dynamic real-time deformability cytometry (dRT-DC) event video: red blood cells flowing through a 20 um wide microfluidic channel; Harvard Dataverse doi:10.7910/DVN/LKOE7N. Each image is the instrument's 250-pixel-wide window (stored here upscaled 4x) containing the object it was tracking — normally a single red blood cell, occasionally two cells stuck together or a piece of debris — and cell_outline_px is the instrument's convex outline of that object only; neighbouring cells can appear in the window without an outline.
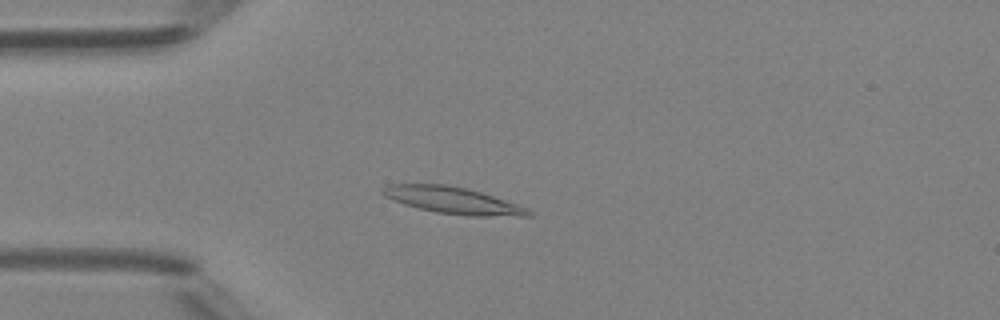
{"species": "Egyptian fruit bat (a non-hibernating species)", "species_latin": "Rousettus aegyptiacus", "temperature_condition": "room temperature", "stored_images_in_passage": 48, "camera_frame_rate_fps": 3000, "um_per_image_px": 0.085, "animal": {"sex": "female"}, "frame": {"image": 1, "passage_image": 13, "time_ms": 4.0, "image_size_px": [1000, 320], "cell_outline_px": [[536, 212], [532, 216], [468, 216], [436, 212], [404, 204], [392, 200], [384, 196], [380, 192], [388, 184], [448, 184], [468, 188], [528, 208]], "centroid_in_image_um": [38.52, 17.03], "position_along_channel_um": 46.5, "area_um2": 22.72}}
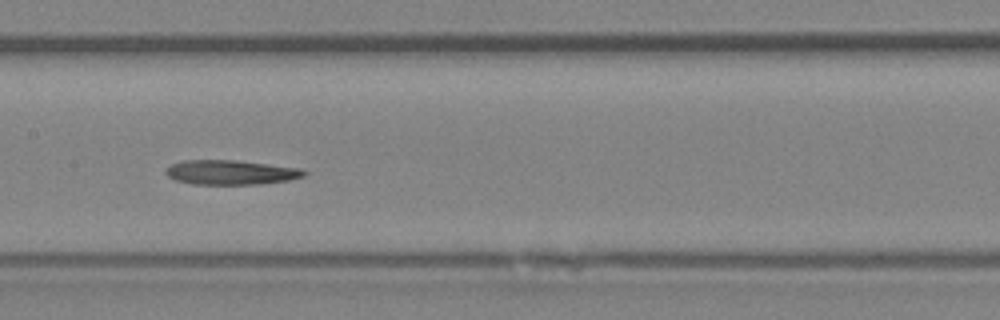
{"frame": {"image": 2, "passage_image": 24, "time_ms": 7.667, "image_size_px": [1000, 320], "cell_outline_px": [[308, 172], [304, 176], [288, 180], [260, 184], [192, 184], [176, 180], [168, 176], [164, 172], [164, 168], [180, 160], [236, 160], [304, 168]], "centroid_in_image_um": [19.62, 14.64], "position_along_channel_um": 187.8, "area_um2": 20.0}}
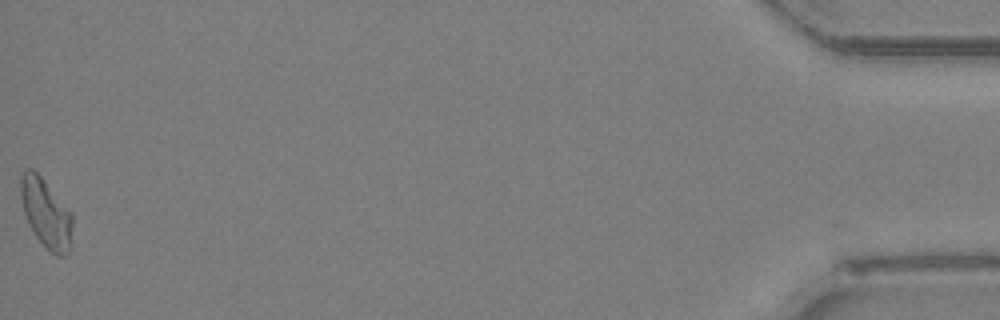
{"frame": {"image": 3, "passage_image": 48, "time_ms": 15.667, "image_size_px": [1000, 320], "cell_outline_px": [[72, 244], [68, 252], [64, 256], [56, 256], [36, 236], [28, 224], [24, 212], [20, 192], [20, 172], [24, 168], [32, 168], [40, 176], [72, 212]], "centroid_in_image_um": [3.91, 18.1], "position_along_channel_um": 431.3, "area_um2": 20.87}}